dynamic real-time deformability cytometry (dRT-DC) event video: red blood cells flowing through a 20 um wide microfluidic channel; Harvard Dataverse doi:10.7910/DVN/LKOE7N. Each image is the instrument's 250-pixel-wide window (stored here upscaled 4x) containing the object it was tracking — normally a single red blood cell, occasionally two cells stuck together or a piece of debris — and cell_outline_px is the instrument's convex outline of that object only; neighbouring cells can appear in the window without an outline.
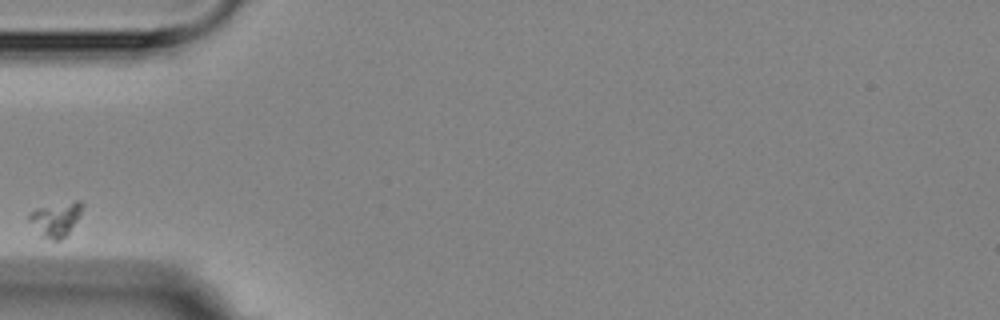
{"species": "Egyptian fruit bat (a non-hibernating species)", "species_latin": "Rousettus aegyptiacus", "temperature_condition": "room temperature", "stored_images_in_passage": 4, "camera_frame_rate_fps": 3000, "um_per_image_px": 0.085, "animal": {"sex": "female"}, "frame": {"image": 1, "passage_image": 1, "time_ms": 0.0, "image_size_px": [1000, 320], "cell_outline_px": [[84, 204], [80, 216], [68, 236], [60, 240], [52, 240], [40, 236], [28, 220], [28, 212], [36, 208], [76, 200], [80, 200]], "centroid_in_image_um": [4.75, 18.64], "position_along_channel_um": 80.2, "area_um2": 10.98}}
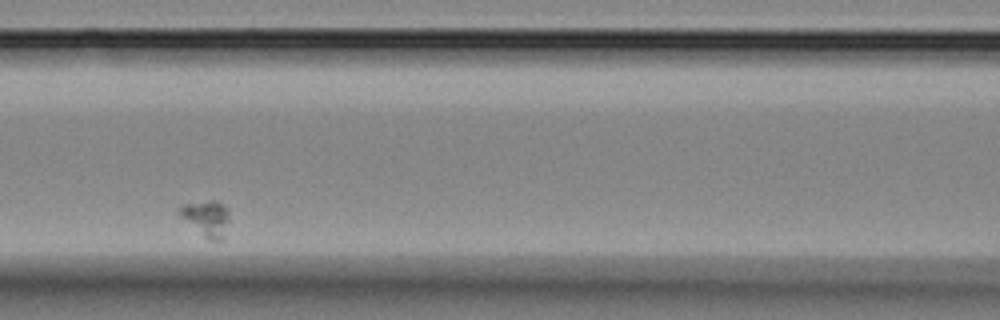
{"frame": {"image": 2, "passage_image": 3, "time_ms": 2.333, "image_size_px": [1000, 320], "cell_outline_px": [[228, 220], [220, 240], [208, 240], [180, 216], [176, 212], [176, 208], [180, 204], [208, 200], [216, 200], [224, 204], [228, 212]], "centroid_in_image_um": [17.47, 18.49], "position_along_channel_um": 149.1, "area_um2": 10.35}}